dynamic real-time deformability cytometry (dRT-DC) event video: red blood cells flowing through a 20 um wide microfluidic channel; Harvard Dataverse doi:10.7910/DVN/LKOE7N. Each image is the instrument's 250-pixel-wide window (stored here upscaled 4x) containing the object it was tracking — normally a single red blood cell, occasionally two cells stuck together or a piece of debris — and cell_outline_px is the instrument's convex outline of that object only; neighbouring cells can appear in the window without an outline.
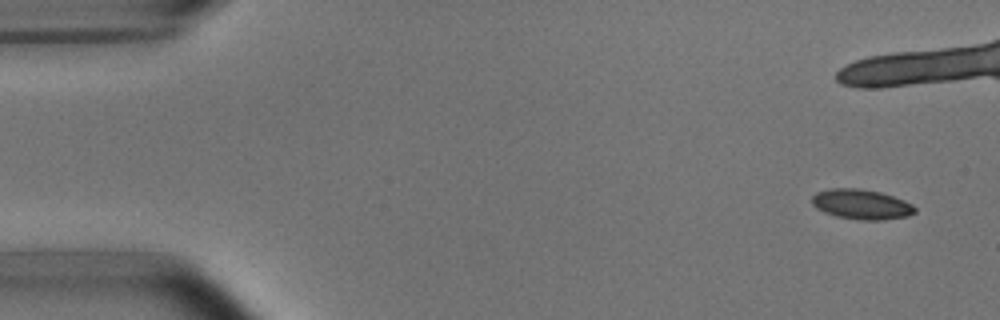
{"species": "common noctule bat (a hibernating species)", "species_latin": "Nyctalus noctula", "temperature_condition": "room temperature", "stored_images_in_passage": 5, "camera_frame_rate_fps": 3000, "um_per_image_px": 0.085, "animal": {"sex": "male", "body_mass_g": 15.6}, "frame": {"image": 1, "passage_image": 1, "time_ms": 0.0, "image_size_px": [1000, 320], "cell_outline_px": [[916, 212], [908, 216], [884, 220], [860, 220], [836, 216], [824, 212], [816, 208], [812, 204], [812, 196], [816, 192], [828, 188], [860, 188], [880, 192], [904, 200], [912, 204], [916, 208]], "centroid_in_image_um": [73.21, 17.36], "position_along_channel_um": 11.8, "area_um2": 18.15}}